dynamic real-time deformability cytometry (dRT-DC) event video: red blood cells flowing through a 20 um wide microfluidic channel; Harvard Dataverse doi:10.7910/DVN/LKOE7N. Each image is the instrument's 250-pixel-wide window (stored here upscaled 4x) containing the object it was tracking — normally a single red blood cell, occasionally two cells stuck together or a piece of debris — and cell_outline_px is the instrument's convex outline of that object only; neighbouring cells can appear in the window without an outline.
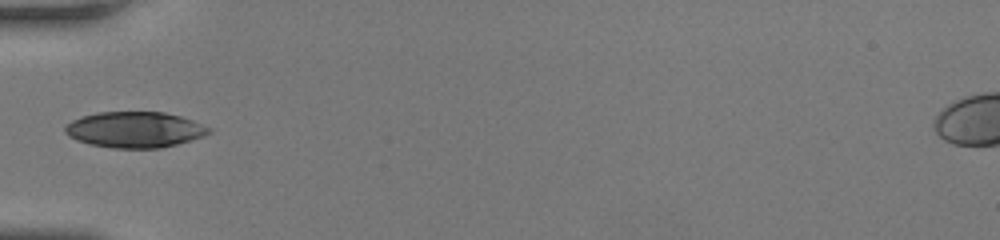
{"species": "human", "species_latin": "Homo sapiens", "temperature_condition": "room temperature", "stored_images_in_passage": 20, "camera_frame_rate_fps": 3000, "um_per_image_px": 0.085, "donor": {"sex": "female"}, "frame": {"image": 1, "passage_image": 1, "time_ms": 0.0, "image_size_px": [1000, 240], "cell_outline_px": [[212, 132], [204, 136], [192, 140], [160, 148], [112, 148], [92, 144], [76, 140], [68, 136], [64, 132], [64, 128], [72, 120], [80, 116], [96, 112], [164, 112], [180, 116], [192, 120], [212, 128]], "centroid_in_image_um": [11.46, 11.02], "position_along_channel_um": 73.5, "area_um2": 30.17}}
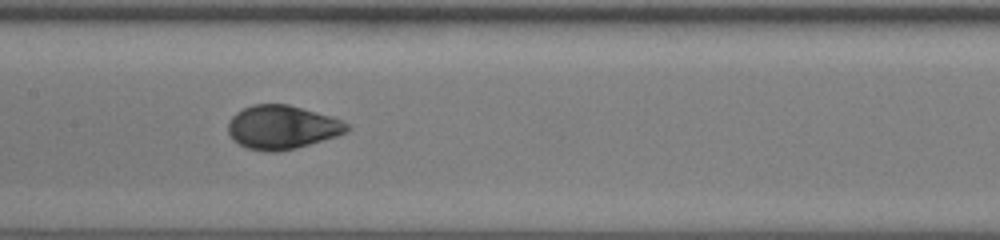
{"frame": {"image": 2, "passage_image": 9, "time_ms": 2.667, "image_size_px": [1000, 240], "cell_outline_px": [[352, 128], [336, 136], [296, 148], [276, 152], [272, 152], [248, 148], [240, 144], [228, 132], [228, 120], [236, 112], [252, 104], [288, 104], [328, 116], [340, 120], [348, 124]], "centroid_in_image_um": [23.96, 10.81], "position_along_channel_um": 183.4, "area_um2": 29.82}}
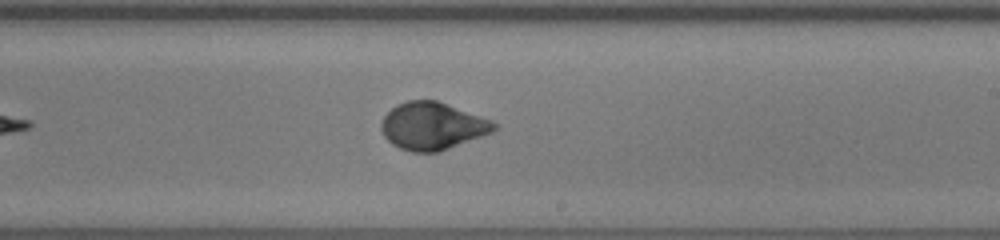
{"frame": {"image": 3, "passage_image": 14, "time_ms": 4.333, "image_size_px": [1000, 240], "cell_outline_px": [[496, 128], [492, 132], [448, 148], [436, 152], [412, 152], [400, 148], [392, 144], [384, 136], [380, 128], [380, 124], [384, 116], [396, 104], [408, 100], [436, 100], [492, 120], [496, 124]], "centroid_in_image_um": [36.72, 10.7], "position_along_channel_um": 252.3, "area_um2": 30.87}}